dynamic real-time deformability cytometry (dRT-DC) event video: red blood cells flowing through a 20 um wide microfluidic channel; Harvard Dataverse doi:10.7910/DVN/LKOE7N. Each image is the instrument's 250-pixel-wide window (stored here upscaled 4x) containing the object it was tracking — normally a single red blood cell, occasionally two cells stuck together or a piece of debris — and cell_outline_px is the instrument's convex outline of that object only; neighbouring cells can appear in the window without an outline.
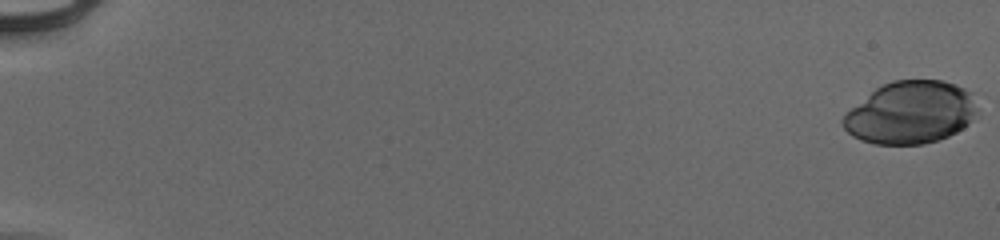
{"species": "human", "species_latin": "Homo sapiens", "temperature_condition": "cold", "stored_images_in_passage": 55, "camera_frame_rate_fps": 3000, "um_per_image_px": 0.085, "donor": {"sex": "male"}, "frame": {"image": 1, "passage_image": 1, "time_ms": 0.0, "image_size_px": [1000, 240], "cell_outline_px": [[976, 112], [968, 124], [956, 132], [948, 136], [924, 144], [876, 144], [860, 140], [852, 136], [840, 124], [840, 120], [852, 108], [876, 88], [892, 80], [940, 80], [956, 84], [972, 92], [976, 108]], "centroid_in_image_um": [77.4, 9.57], "position_along_channel_um": 7.6, "area_um2": 48.67}}
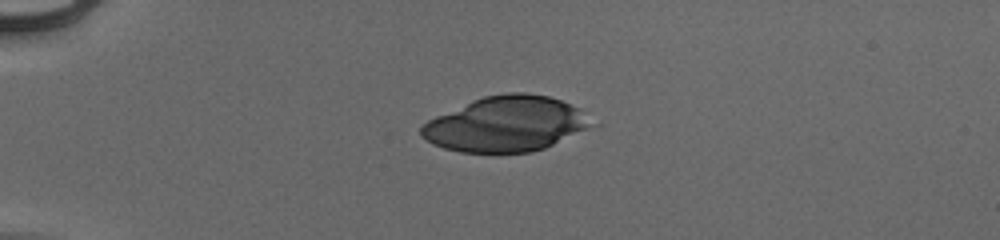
{"frame": {"image": 2, "passage_image": 16, "time_ms": 5.0, "image_size_px": [1000, 240], "cell_outline_px": [[588, 124], [584, 128], [544, 148], [532, 152], [460, 152], [444, 148], [432, 144], [420, 136], [420, 128], [428, 120], [436, 116], [472, 100], [484, 96], [508, 92], [524, 92], [548, 96], [560, 100], [580, 108]], "centroid_in_image_um": [42.88, 10.53], "position_along_channel_um": 42.1, "area_um2": 53.7}}